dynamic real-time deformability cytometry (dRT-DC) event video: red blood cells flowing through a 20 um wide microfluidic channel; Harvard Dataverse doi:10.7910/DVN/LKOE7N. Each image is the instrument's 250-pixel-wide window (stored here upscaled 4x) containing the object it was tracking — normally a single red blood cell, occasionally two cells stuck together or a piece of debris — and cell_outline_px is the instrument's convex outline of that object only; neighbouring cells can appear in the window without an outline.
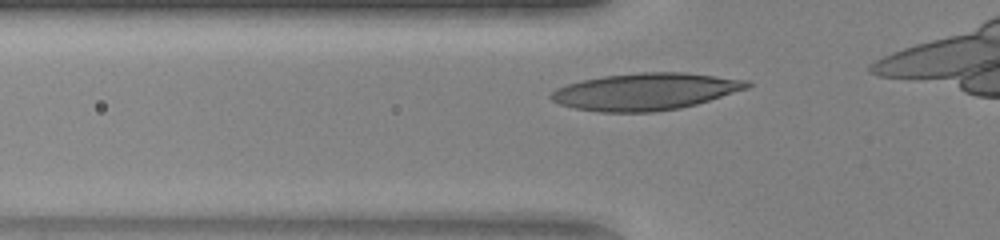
{"species": "human", "species_latin": "Homo sapiens", "temperature_condition": "warm", "stored_images_in_passage": 29, "camera_frame_rate_fps": 3000, "um_per_image_px": 0.085, "donor": {"sex": "female"}, "frame": {"image": 1, "passage_image": 3, "time_ms": 0.667, "image_size_px": [1000, 240], "cell_outline_px": [[752, 84], [748, 88], [696, 104], [680, 108], [652, 112], [600, 112], [576, 108], [560, 104], [552, 100], [548, 96], [556, 88], [568, 84], [584, 80], [604, 76], [640, 72], [684, 72], [748, 80]], "centroid_in_image_um": [54.86, 7.78], "position_along_channel_um": 70.9, "area_um2": 42.02}}
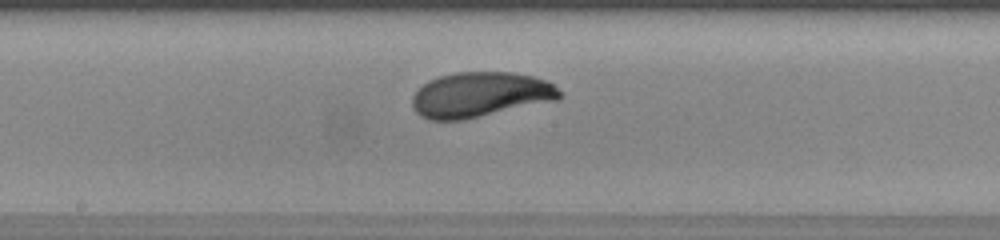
{"frame": {"image": 2, "passage_image": 13, "time_ms": 4.0, "image_size_px": [1000, 240], "cell_outline_px": [[564, 96], [560, 100], [464, 120], [428, 120], [420, 116], [412, 108], [412, 96], [428, 80], [440, 76], [456, 72], [512, 72], [532, 76], [544, 80], [552, 84]], "centroid_in_image_um": [40.83, 8.06], "position_along_channel_um": 207.4, "area_um2": 39.02}}
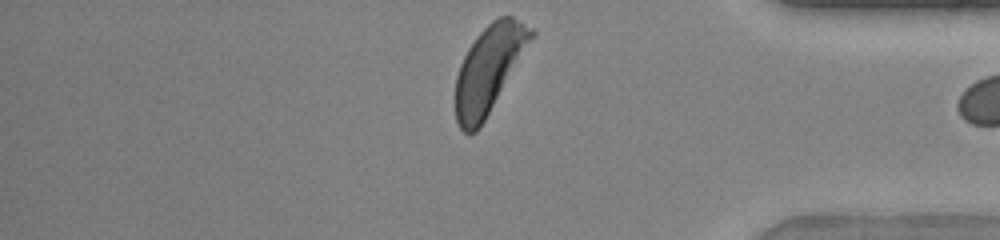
{"frame": {"image": 3, "passage_image": 28, "time_ms": 9.0, "image_size_px": [1000, 240], "cell_outline_px": [[536, 32], [480, 128], [476, 132], [468, 136], [460, 128], [456, 120], [456, 76], [460, 64], [468, 48], [476, 36], [492, 20], [500, 16], [512, 16], [532, 28]], "centroid_in_image_um": [41.53, 5.89], "position_along_channel_um": 393.7, "area_um2": 37.69}}